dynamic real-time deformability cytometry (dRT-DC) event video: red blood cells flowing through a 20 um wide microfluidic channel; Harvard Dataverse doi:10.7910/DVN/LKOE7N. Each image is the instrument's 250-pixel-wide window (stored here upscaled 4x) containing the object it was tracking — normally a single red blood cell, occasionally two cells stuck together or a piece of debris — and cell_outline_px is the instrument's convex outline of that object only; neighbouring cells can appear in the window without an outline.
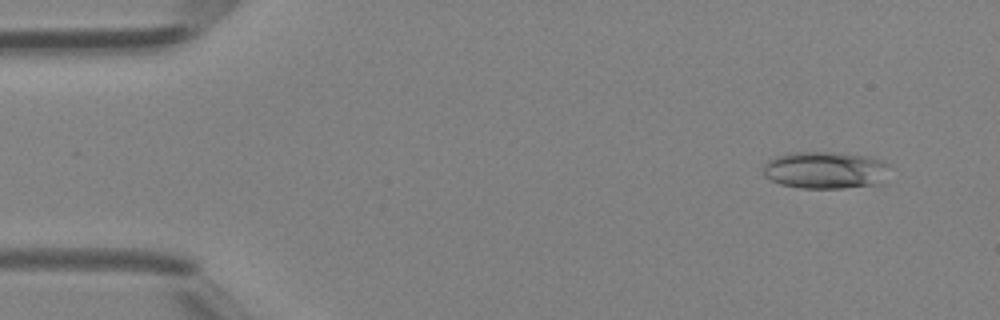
{"species": "Egyptian fruit bat (a non-hibernating species)", "species_latin": "Rousettus aegyptiacus", "temperature_condition": "room temperature", "stored_images_in_passage": 42, "camera_frame_rate_fps": 3000, "um_per_image_px": 0.085, "animal": {"sex": "female"}, "frame": {"image": 1, "passage_image": 3, "time_ms": 0.667, "image_size_px": [1000, 320], "cell_outline_px": [[892, 164], [880, 184], [844, 188], [800, 188], [780, 184], [764, 176], [764, 164], [768, 160], [776, 156], [792, 152], [828, 152], [868, 156], [884, 160]], "centroid_in_image_um": [70.18, 14.46], "position_along_channel_um": 14.8, "area_um2": 27.63}}
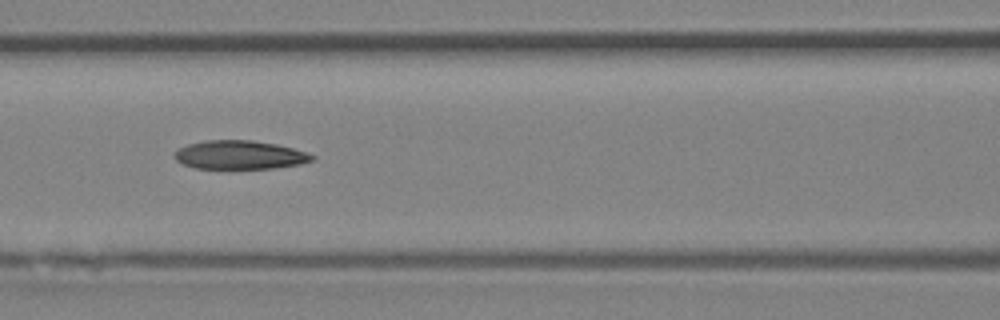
{"frame": {"image": 2, "passage_image": 18, "time_ms": 5.667, "image_size_px": [1000, 320], "cell_outline_px": [[316, 160], [300, 164], [276, 168], [196, 168], [184, 164], [176, 160], [172, 156], [180, 148], [188, 144], [204, 140], [252, 140], [276, 144], [292, 148], [316, 156]], "centroid_in_image_um": [20.39, 13.16], "position_along_channel_um": 146.2, "area_um2": 22.89}}
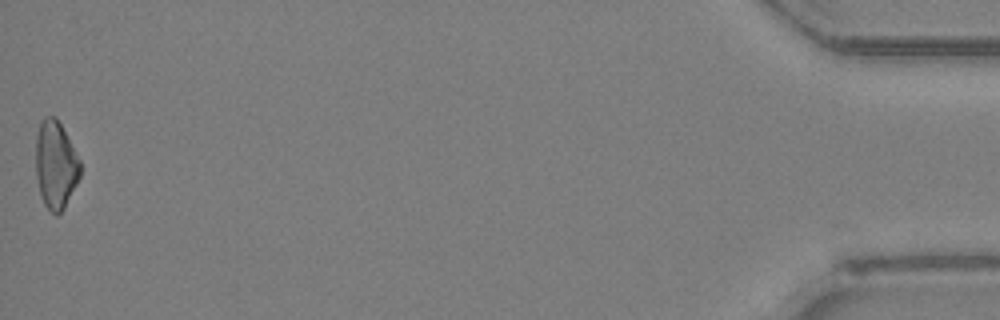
{"frame": {"image": 3, "passage_image": 42, "time_ms": 13.667, "image_size_px": [1000, 320], "cell_outline_px": [[80, 176], [64, 208], [56, 216], [44, 204], [40, 196], [36, 176], [36, 136], [40, 120], [44, 116], [56, 116], [80, 160]], "centroid_in_image_um": [4.71, 13.99], "position_along_channel_um": 430.5, "area_um2": 22.72}}